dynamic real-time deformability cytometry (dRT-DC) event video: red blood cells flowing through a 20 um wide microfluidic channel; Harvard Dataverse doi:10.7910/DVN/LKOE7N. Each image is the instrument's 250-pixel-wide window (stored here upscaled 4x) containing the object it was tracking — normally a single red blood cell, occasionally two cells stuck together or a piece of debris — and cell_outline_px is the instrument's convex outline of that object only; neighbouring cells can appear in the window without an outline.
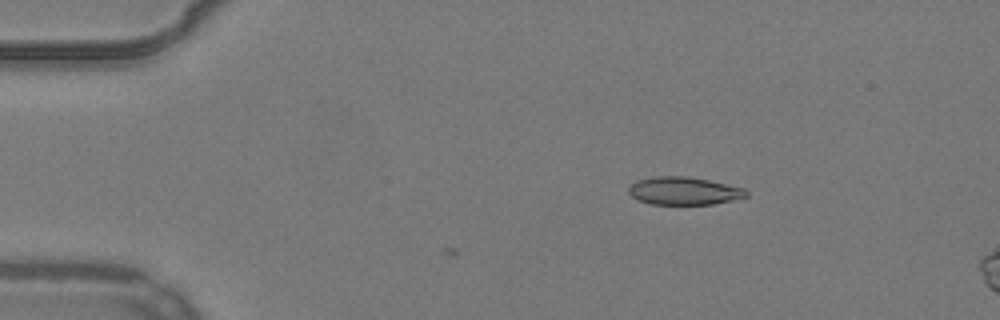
{"species": "common noctule bat (a hibernating species)", "species_latin": "Nyctalus noctula", "temperature_condition": "warm", "stored_images_in_passage": 4, "camera_frame_rate_fps": 3000, "um_per_image_px": 0.085, "animal": {"sex": "male", "body_mass_g": 19.2, "forearm_length_mm": 51.8}, "frame": {"image": 1, "passage_image": 1, "time_ms": 0.0, "image_size_px": [1000, 320], "cell_outline_px": [[748, 196], [732, 200], [712, 204], [652, 204], [640, 200], [632, 196], [628, 192], [628, 188], [636, 180], [656, 176], [684, 176], [708, 180], [744, 188], [748, 192]], "centroid_in_image_um": [58.13, 16.22], "position_along_channel_um": 26.9, "area_um2": 18.9}}